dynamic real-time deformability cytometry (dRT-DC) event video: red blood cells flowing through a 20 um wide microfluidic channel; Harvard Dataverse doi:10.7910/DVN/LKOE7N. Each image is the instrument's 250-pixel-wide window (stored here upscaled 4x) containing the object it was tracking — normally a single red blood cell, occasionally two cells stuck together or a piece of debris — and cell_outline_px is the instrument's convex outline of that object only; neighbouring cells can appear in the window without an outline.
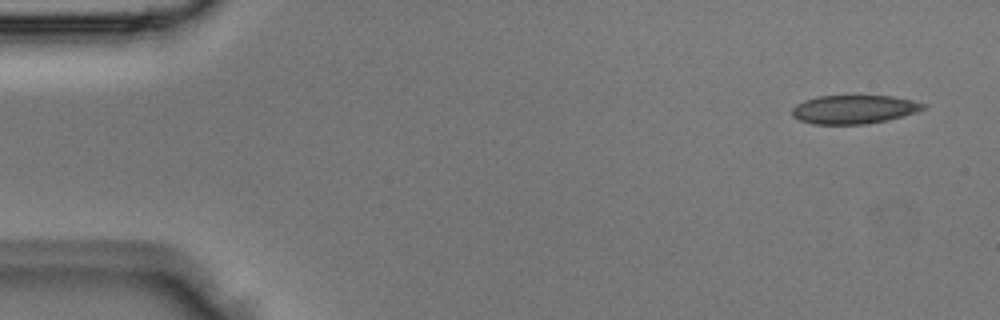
{"species": "Egyptian fruit bat (a non-hibernating species)", "species_latin": "Rousettus aegyptiacus", "temperature_condition": "room temperature", "stored_images_in_passage": 4, "camera_frame_rate_fps": 3000, "um_per_image_px": 0.085, "animal": {"sex": "male"}, "frame": {"image": 1, "passage_image": 1, "time_ms": 0.0, "image_size_px": [1000, 320], "cell_outline_px": [[928, 108], [904, 116], [864, 124], [812, 124], [800, 120], [792, 116], [792, 108], [796, 104], [804, 100], [816, 96], [892, 96], [912, 100], [928, 104]], "centroid_in_image_um": [72.6, 9.29], "position_along_channel_um": 12.4, "area_um2": 21.96}}